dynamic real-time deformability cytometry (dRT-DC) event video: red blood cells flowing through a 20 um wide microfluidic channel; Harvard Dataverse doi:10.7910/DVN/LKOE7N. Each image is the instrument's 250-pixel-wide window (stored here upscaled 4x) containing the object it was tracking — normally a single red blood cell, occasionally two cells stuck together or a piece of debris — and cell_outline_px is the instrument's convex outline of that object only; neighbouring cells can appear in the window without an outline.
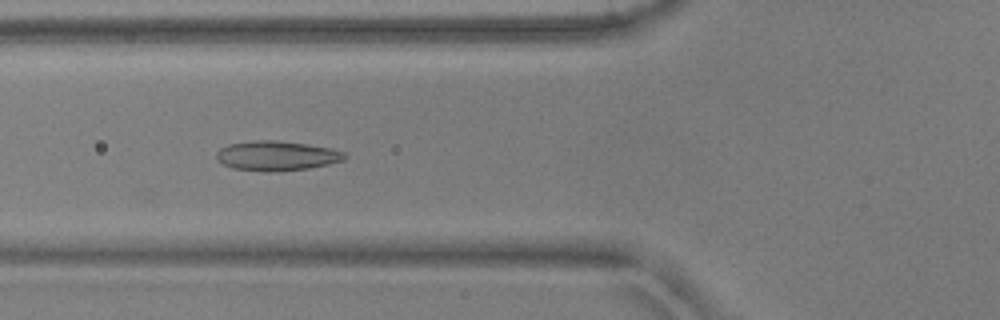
{"species": "common noctule bat (a hibernating species)", "species_latin": "Nyctalus noctula", "temperature_condition": "warm", "stored_images_in_passage": 31, "camera_frame_rate_fps": 3000, "um_per_image_px": 0.085, "animal": {"sex": "male", "body_mass_g": 17.9, "forearm_length_mm": 54.2}, "frame": {"image": 1, "passage_image": 3, "time_ms": 0.667, "image_size_px": [1000, 320], "cell_outline_px": [[348, 156], [344, 160], [328, 164], [308, 168], [268, 172], [232, 168], [216, 160], [216, 152], [220, 148], [228, 144], [252, 140], [276, 140], [308, 144], [332, 148], [344, 152]], "centroid_in_image_um": [23.51, 13.23], "position_along_channel_um": 102.3, "area_um2": 22.31}}
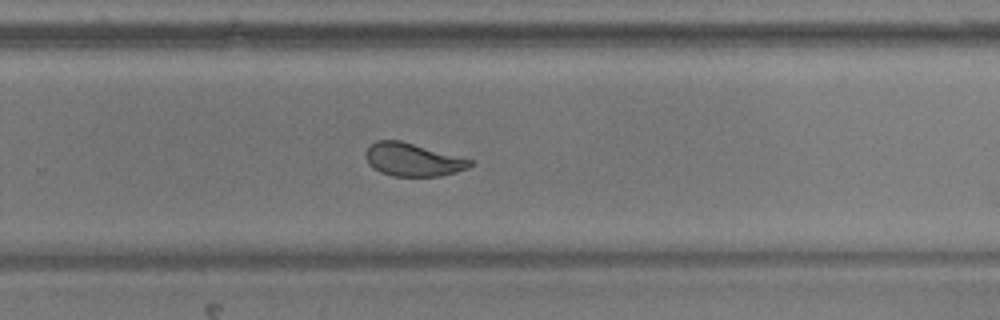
{"frame": {"image": 2, "passage_image": 18, "time_ms": 5.667, "image_size_px": [1000, 320], "cell_outline_px": [[476, 164], [468, 168], [456, 172], [440, 176], [392, 176], [380, 172], [372, 168], [368, 164], [364, 156], [368, 148], [376, 140], [400, 140], [472, 160]], "centroid_in_image_um": [35.07, 13.58], "position_along_channel_um": 294.7, "area_um2": 20.11}}
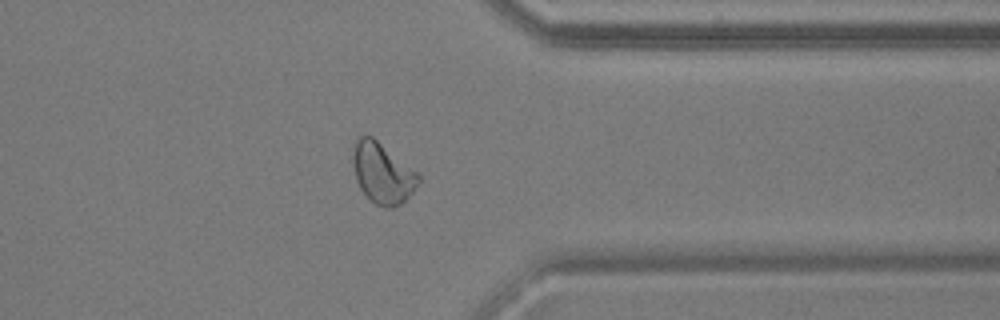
{"frame": {"image": 3, "passage_image": 25, "time_ms": 8.0, "image_size_px": [1000, 320], "cell_outline_px": [[420, 180], [412, 192], [400, 204], [392, 208], [384, 208], [376, 204], [360, 188], [356, 180], [352, 160], [352, 148], [356, 140], [360, 136], [372, 136], [416, 172], [420, 176]], "centroid_in_image_um": [32.48, 14.71], "position_along_channel_um": 378.9, "area_um2": 22.72}}